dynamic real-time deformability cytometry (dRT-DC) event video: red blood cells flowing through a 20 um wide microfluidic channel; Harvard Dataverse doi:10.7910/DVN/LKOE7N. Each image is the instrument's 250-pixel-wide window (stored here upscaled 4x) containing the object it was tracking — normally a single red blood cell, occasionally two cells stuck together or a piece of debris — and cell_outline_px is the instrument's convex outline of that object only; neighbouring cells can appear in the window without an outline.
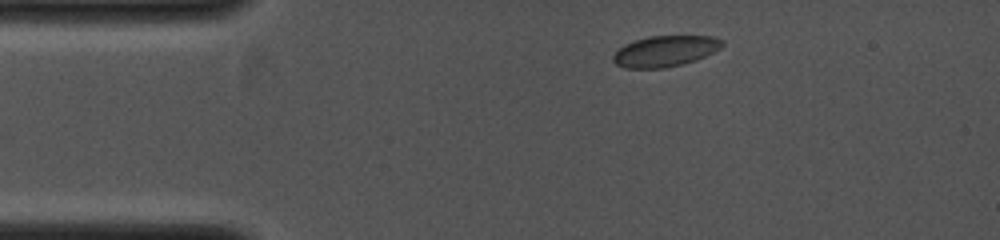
{"species": "common noctule bat (a hibernating species)", "species_latin": "Nyctalus noctula", "temperature_condition": "cold", "stored_images_in_passage": 2, "camera_frame_rate_fps": 4000, "um_per_image_px": 0.085, "animal": {"sex": "female", "body_mass_g": 19.0, "forearm_length_mm": 53.3}, "frame": {"image": 1, "passage_image": 1, "time_ms": 0.0, "image_size_px": [1000, 240], "cell_outline_px": [[724, 44], [720, 48], [696, 60], [684, 64], [664, 68], [624, 68], [616, 64], [612, 60], [612, 56], [624, 44], [648, 36], [712, 36], [724, 40]], "centroid_in_image_um": [56.53, 4.35], "position_along_channel_um": 28.5, "area_um2": 19.65}}